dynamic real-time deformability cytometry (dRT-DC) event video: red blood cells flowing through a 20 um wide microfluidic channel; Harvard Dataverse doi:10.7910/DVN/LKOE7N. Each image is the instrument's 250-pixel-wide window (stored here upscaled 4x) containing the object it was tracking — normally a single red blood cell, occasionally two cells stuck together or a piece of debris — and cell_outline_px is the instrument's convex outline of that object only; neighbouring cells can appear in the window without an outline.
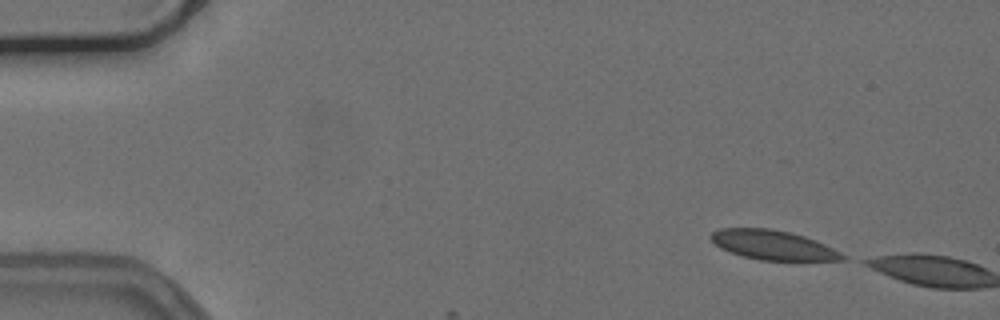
{"species": "common noctule bat (a hibernating species)", "species_latin": "Nyctalus noctula", "temperature_condition": "cold", "stored_images_in_passage": 5, "camera_frame_rate_fps": 3000, "um_per_image_px": 0.085, "animal": {"sex": "female", "body_mass_g": 24.6, "forearm_length_mm": 56.2}, "frame": {"image": 1, "passage_image": 1, "time_ms": 0.0, "image_size_px": [1000, 320], "cell_outline_px": [[848, 260], [760, 260], [744, 256], [720, 248], [708, 236], [712, 232], [720, 228], [772, 228], [804, 236], [824, 244], [848, 256]], "centroid_in_image_um": [65.71, 20.82], "position_along_channel_um": 19.3, "area_um2": 22.43}}